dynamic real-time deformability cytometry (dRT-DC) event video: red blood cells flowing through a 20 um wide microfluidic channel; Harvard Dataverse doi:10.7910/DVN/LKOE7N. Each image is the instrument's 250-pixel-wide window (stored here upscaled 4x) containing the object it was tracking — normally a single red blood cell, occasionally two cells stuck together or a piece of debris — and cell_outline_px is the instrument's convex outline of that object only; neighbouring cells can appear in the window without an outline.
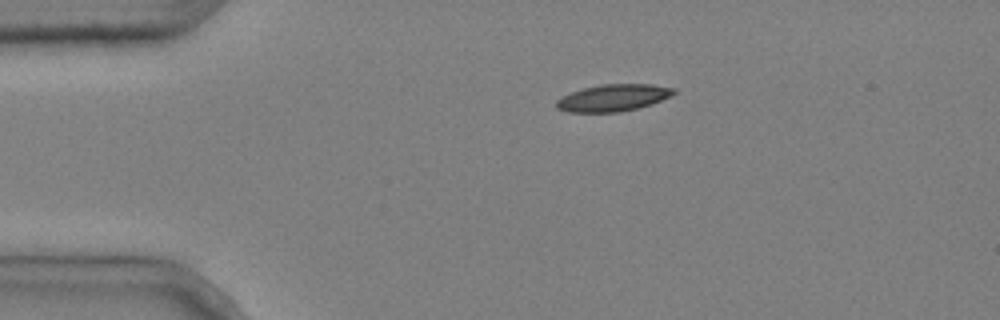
{"species": "common noctule bat (a hibernating species)", "species_latin": "Nyctalus noctula", "temperature_condition": "cold", "stored_images_in_passage": 3, "camera_frame_rate_fps": 3000, "um_per_image_px": 0.085, "animal": {"sex": "male", "body_mass_g": 20.4}, "frame": {"image": 1, "passage_image": 1, "time_ms": 0.0, "image_size_px": [1000, 320], "cell_outline_px": [[676, 92], [672, 96], [652, 104], [620, 112], [568, 112], [556, 108], [556, 100], [572, 92], [584, 88], [600, 84], [652, 84], [676, 88]], "centroid_in_image_um": [52.16, 8.31], "position_along_channel_um": 32.8, "area_um2": 18.44}}
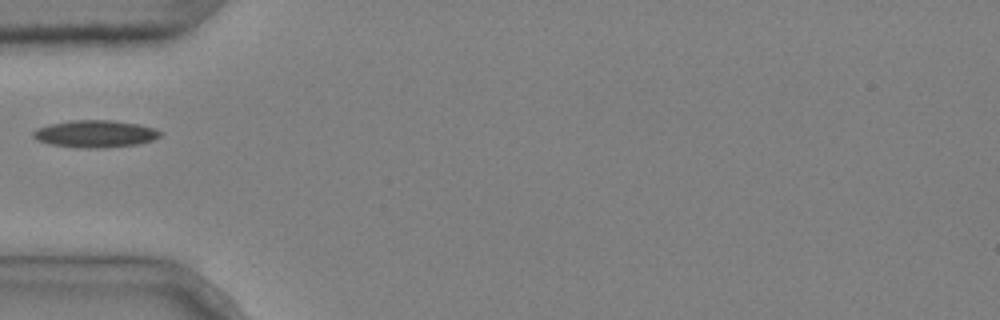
{"frame": {"image": 2, "passage_image": 3, "time_ms": 0.667, "image_size_px": [1000, 320], "cell_outline_px": [[160, 136], [152, 140], [140, 144], [104, 148], [88, 148], [52, 144], [40, 140], [32, 136], [32, 132], [36, 128], [48, 124], [72, 120], [112, 120], [136, 124], [152, 128], [160, 132]], "centroid_in_image_um": [8.08, 11.37], "position_along_channel_um": 76.9, "area_um2": 19.88}}